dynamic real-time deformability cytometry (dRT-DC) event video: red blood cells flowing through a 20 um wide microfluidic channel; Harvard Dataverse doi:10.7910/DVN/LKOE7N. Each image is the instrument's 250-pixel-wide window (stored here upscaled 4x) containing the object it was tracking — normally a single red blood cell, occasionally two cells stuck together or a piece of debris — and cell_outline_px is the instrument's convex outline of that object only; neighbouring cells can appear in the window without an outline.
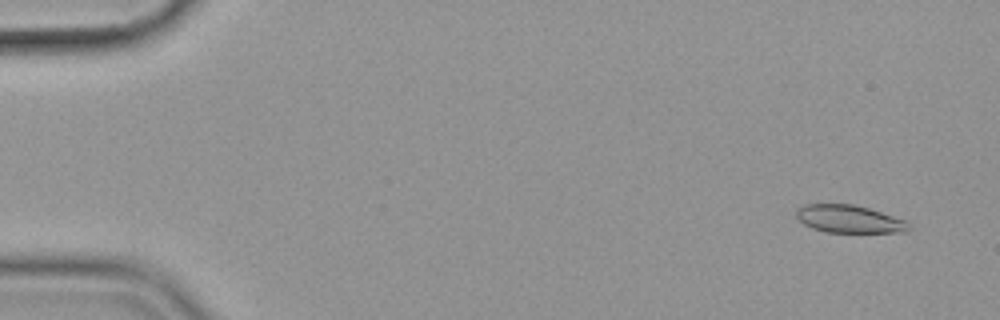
{"species": "common noctule bat (a hibernating species)", "species_latin": "Nyctalus noctula", "temperature_condition": "cold", "stored_images_in_passage": 54, "camera_frame_rate_fps": 3000, "um_per_image_px": 0.085, "animal": {"sex": "female", "body_mass_g": 19.9}, "frame": {"image": 1, "passage_image": 1, "time_ms": 0.0, "image_size_px": [1000, 320], "cell_outline_px": [[912, 228], [904, 232], [824, 232], [812, 228], [804, 224], [796, 216], [796, 212], [804, 204], [852, 204], [868, 208], [904, 220], [912, 224]], "centroid_in_image_um": [72.19, 18.62], "position_along_channel_um": 12.8, "area_um2": 18.03}}
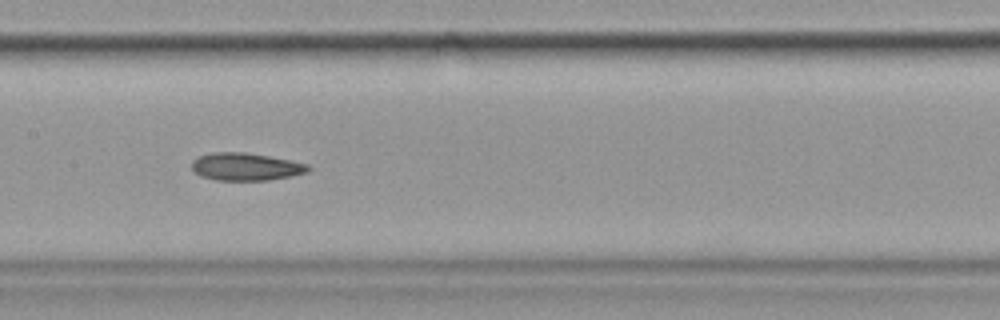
{"frame": {"image": 2, "passage_image": 26, "time_ms": 8.333, "image_size_px": [1000, 320], "cell_outline_px": [[312, 168], [308, 172], [268, 180], [216, 180], [200, 176], [192, 172], [192, 160], [200, 156], [212, 152], [244, 152], [268, 156], [308, 164]], "centroid_in_image_um": [20.85, 14.17], "position_along_channel_um": 186.5, "area_um2": 18.67}}
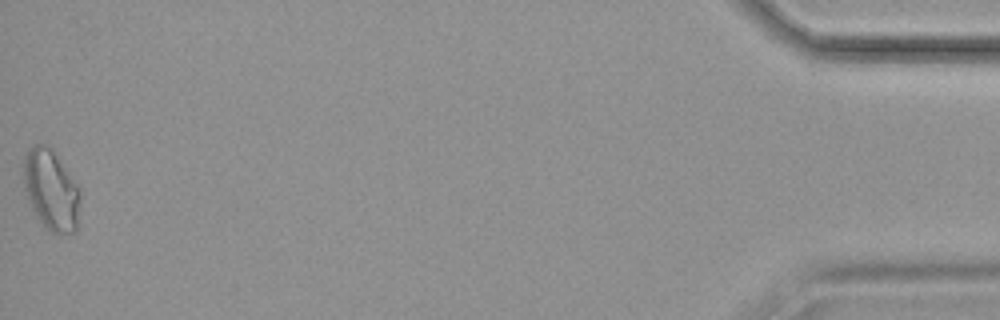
{"frame": {"image": 3, "passage_image": 54, "time_ms": 17.667, "image_size_px": [1000, 320], "cell_outline_px": [[80, 200], [76, 232], [56, 236], [44, 228], [36, 216], [32, 208], [24, 188], [24, 156], [36, 144], [48, 144], [52, 148], [80, 192]], "centroid_in_image_um": [4.34, 16.22], "position_along_channel_um": 430.9, "area_um2": 26.47}}